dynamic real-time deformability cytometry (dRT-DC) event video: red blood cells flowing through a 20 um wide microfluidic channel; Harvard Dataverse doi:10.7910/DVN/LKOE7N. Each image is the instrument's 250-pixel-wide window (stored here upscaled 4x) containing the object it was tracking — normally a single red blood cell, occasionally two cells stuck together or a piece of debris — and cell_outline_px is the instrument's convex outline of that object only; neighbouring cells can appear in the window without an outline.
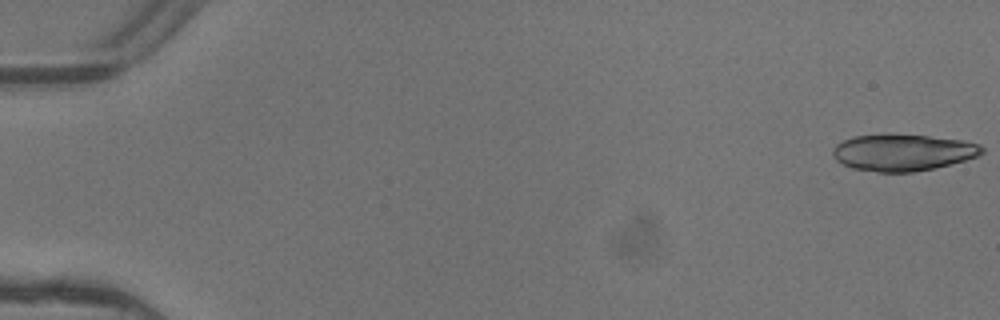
{"species": "common noctule bat (a hibernating species)", "species_latin": "Nyctalus noctula", "temperature_condition": "warm", "stored_images_in_passage": 6, "camera_frame_rate_fps": 3000, "um_per_image_px": 0.085, "animal": {"sex": "female"}, "frame": {"image": 1, "passage_image": 1, "time_ms": 0.0, "image_size_px": [1000, 320], "cell_outline_px": [[984, 152], [976, 156], [964, 160], [932, 168], [912, 172], [876, 172], [852, 168], [836, 160], [832, 156], [832, 148], [836, 144], [852, 136], [928, 136], [960, 140], [980, 144], [984, 148]], "centroid_in_image_um": [76.71, 12.98], "position_along_channel_um": 8.3, "area_um2": 31.1}}